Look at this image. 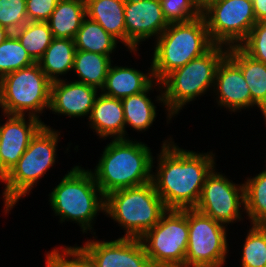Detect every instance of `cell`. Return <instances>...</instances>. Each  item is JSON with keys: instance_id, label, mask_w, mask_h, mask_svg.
<instances>
[{"instance_id": "obj_1", "label": "cell", "mask_w": 266, "mask_h": 267, "mask_svg": "<svg viewBox=\"0 0 266 267\" xmlns=\"http://www.w3.org/2000/svg\"><path fill=\"white\" fill-rule=\"evenodd\" d=\"M152 172L155 191L167 209H192L199 202L207 175L216 166L215 153L180 148L172 137L162 141Z\"/></svg>"}, {"instance_id": "obj_2", "label": "cell", "mask_w": 266, "mask_h": 267, "mask_svg": "<svg viewBox=\"0 0 266 267\" xmlns=\"http://www.w3.org/2000/svg\"><path fill=\"white\" fill-rule=\"evenodd\" d=\"M133 140L111 139L91 171L104 196L152 181L155 156L146 143Z\"/></svg>"}, {"instance_id": "obj_3", "label": "cell", "mask_w": 266, "mask_h": 267, "mask_svg": "<svg viewBox=\"0 0 266 267\" xmlns=\"http://www.w3.org/2000/svg\"><path fill=\"white\" fill-rule=\"evenodd\" d=\"M49 204L60 223L74 222L83 233L94 230L93 223L105 209V196L96 184L91 169L76 165L49 193Z\"/></svg>"}, {"instance_id": "obj_4", "label": "cell", "mask_w": 266, "mask_h": 267, "mask_svg": "<svg viewBox=\"0 0 266 267\" xmlns=\"http://www.w3.org/2000/svg\"><path fill=\"white\" fill-rule=\"evenodd\" d=\"M227 52V47L214 44L202 56L172 71L161 81L167 124L186 104L207 94L209 89L213 91L217 67Z\"/></svg>"}, {"instance_id": "obj_5", "label": "cell", "mask_w": 266, "mask_h": 267, "mask_svg": "<svg viewBox=\"0 0 266 267\" xmlns=\"http://www.w3.org/2000/svg\"><path fill=\"white\" fill-rule=\"evenodd\" d=\"M58 131L44 124L18 162L4 176L2 195L5 213H9L20 198L29 195L39 180L56 164L57 144L60 140Z\"/></svg>"}, {"instance_id": "obj_6", "label": "cell", "mask_w": 266, "mask_h": 267, "mask_svg": "<svg viewBox=\"0 0 266 267\" xmlns=\"http://www.w3.org/2000/svg\"><path fill=\"white\" fill-rule=\"evenodd\" d=\"M155 42L150 63L157 82L192 59L202 56L214 45L203 16L185 23L169 24Z\"/></svg>"}, {"instance_id": "obj_7", "label": "cell", "mask_w": 266, "mask_h": 267, "mask_svg": "<svg viewBox=\"0 0 266 267\" xmlns=\"http://www.w3.org/2000/svg\"><path fill=\"white\" fill-rule=\"evenodd\" d=\"M152 181L115 190L105 196L104 215L124 229L125 238L140 239L167 211Z\"/></svg>"}, {"instance_id": "obj_8", "label": "cell", "mask_w": 266, "mask_h": 267, "mask_svg": "<svg viewBox=\"0 0 266 267\" xmlns=\"http://www.w3.org/2000/svg\"><path fill=\"white\" fill-rule=\"evenodd\" d=\"M52 82L37 62L0 79L2 113L32 116L49 110Z\"/></svg>"}, {"instance_id": "obj_9", "label": "cell", "mask_w": 266, "mask_h": 267, "mask_svg": "<svg viewBox=\"0 0 266 267\" xmlns=\"http://www.w3.org/2000/svg\"><path fill=\"white\" fill-rule=\"evenodd\" d=\"M188 234V209H168L140 240L153 267H183Z\"/></svg>"}, {"instance_id": "obj_10", "label": "cell", "mask_w": 266, "mask_h": 267, "mask_svg": "<svg viewBox=\"0 0 266 267\" xmlns=\"http://www.w3.org/2000/svg\"><path fill=\"white\" fill-rule=\"evenodd\" d=\"M228 226L188 209V247L183 267H223L229 253Z\"/></svg>"}, {"instance_id": "obj_11", "label": "cell", "mask_w": 266, "mask_h": 267, "mask_svg": "<svg viewBox=\"0 0 266 267\" xmlns=\"http://www.w3.org/2000/svg\"><path fill=\"white\" fill-rule=\"evenodd\" d=\"M202 16L213 44L227 48L239 46L257 23L252 0H213Z\"/></svg>"}, {"instance_id": "obj_12", "label": "cell", "mask_w": 266, "mask_h": 267, "mask_svg": "<svg viewBox=\"0 0 266 267\" xmlns=\"http://www.w3.org/2000/svg\"><path fill=\"white\" fill-rule=\"evenodd\" d=\"M195 209L226 226L243 221L241 214H245L244 183H234L224 173L217 172L215 166L205 179Z\"/></svg>"}, {"instance_id": "obj_13", "label": "cell", "mask_w": 266, "mask_h": 267, "mask_svg": "<svg viewBox=\"0 0 266 267\" xmlns=\"http://www.w3.org/2000/svg\"><path fill=\"white\" fill-rule=\"evenodd\" d=\"M126 48L137 53L149 38L157 39L168 27L160 0H125Z\"/></svg>"}, {"instance_id": "obj_14", "label": "cell", "mask_w": 266, "mask_h": 267, "mask_svg": "<svg viewBox=\"0 0 266 267\" xmlns=\"http://www.w3.org/2000/svg\"><path fill=\"white\" fill-rule=\"evenodd\" d=\"M7 120L0 124V181L18 162L31 139L44 126L41 119L32 116L2 114ZM28 120H26V118Z\"/></svg>"}, {"instance_id": "obj_15", "label": "cell", "mask_w": 266, "mask_h": 267, "mask_svg": "<svg viewBox=\"0 0 266 267\" xmlns=\"http://www.w3.org/2000/svg\"><path fill=\"white\" fill-rule=\"evenodd\" d=\"M92 238L81 247L97 267H153L140 239L119 237L101 241L94 236Z\"/></svg>"}, {"instance_id": "obj_16", "label": "cell", "mask_w": 266, "mask_h": 267, "mask_svg": "<svg viewBox=\"0 0 266 267\" xmlns=\"http://www.w3.org/2000/svg\"><path fill=\"white\" fill-rule=\"evenodd\" d=\"M220 108L230 112L257 107L241 69L226 55L217 67L213 94Z\"/></svg>"}, {"instance_id": "obj_17", "label": "cell", "mask_w": 266, "mask_h": 267, "mask_svg": "<svg viewBox=\"0 0 266 267\" xmlns=\"http://www.w3.org/2000/svg\"><path fill=\"white\" fill-rule=\"evenodd\" d=\"M63 78L51 84L49 110L58 116L89 118L100 90L85 83L69 82L67 78Z\"/></svg>"}, {"instance_id": "obj_18", "label": "cell", "mask_w": 266, "mask_h": 267, "mask_svg": "<svg viewBox=\"0 0 266 267\" xmlns=\"http://www.w3.org/2000/svg\"><path fill=\"white\" fill-rule=\"evenodd\" d=\"M88 124L99 139H125L124 110L121 99L99 93Z\"/></svg>"}, {"instance_id": "obj_19", "label": "cell", "mask_w": 266, "mask_h": 267, "mask_svg": "<svg viewBox=\"0 0 266 267\" xmlns=\"http://www.w3.org/2000/svg\"><path fill=\"white\" fill-rule=\"evenodd\" d=\"M112 64L113 62L108 69L104 87L100 90L107 96L123 99L136 95L145 91L155 81L152 65L147 73H143L133 67Z\"/></svg>"}, {"instance_id": "obj_20", "label": "cell", "mask_w": 266, "mask_h": 267, "mask_svg": "<svg viewBox=\"0 0 266 267\" xmlns=\"http://www.w3.org/2000/svg\"><path fill=\"white\" fill-rule=\"evenodd\" d=\"M158 88H157V87ZM158 89L160 92L157 95L155 103H161L164 107L163 103V89L161 82H157L156 80L143 92L131 95L121 99L124 110V120H125V139H129L127 136V127L133 128L132 130H136L137 132L147 131L155 121L157 117V110L154 101L152 102L150 96V91L154 88ZM149 94V95H148ZM128 125V126H127Z\"/></svg>"}, {"instance_id": "obj_21", "label": "cell", "mask_w": 266, "mask_h": 267, "mask_svg": "<svg viewBox=\"0 0 266 267\" xmlns=\"http://www.w3.org/2000/svg\"><path fill=\"white\" fill-rule=\"evenodd\" d=\"M86 16L126 47L125 0H85Z\"/></svg>"}, {"instance_id": "obj_22", "label": "cell", "mask_w": 266, "mask_h": 267, "mask_svg": "<svg viewBox=\"0 0 266 267\" xmlns=\"http://www.w3.org/2000/svg\"><path fill=\"white\" fill-rule=\"evenodd\" d=\"M76 47L74 39L53 38L51 44L38 60V65L51 81L60 80L73 70Z\"/></svg>"}, {"instance_id": "obj_23", "label": "cell", "mask_w": 266, "mask_h": 267, "mask_svg": "<svg viewBox=\"0 0 266 267\" xmlns=\"http://www.w3.org/2000/svg\"><path fill=\"white\" fill-rule=\"evenodd\" d=\"M85 17V0H59L46 22L53 38L74 39Z\"/></svg>"}, {"instance_id": "obj_24", "label": "cell", "mask_w": 266, "mask_h": 267, "mask_svg": "<svg viewBox=\"0 0 266 267\" xmlns=\"http://www.w3.org/2000/svg\"><path fill=\"white\" fill-rule=\"evenodd\" d=\"M227 56L241 69L252 101L259 108L266 100V64L252 58L239 46L229 47Z\"/></svg>"}, {"instance_id": "obj_25", "label": "cell", "mask_w": 266, "mask_h": 267, "mask_svg": "<svg viewBox=\"0 0 266 267\" xmlns=\"http://www.w3.org/2000/svg\"><path fill=\"white\" fill-rule=\"evenodd\" d=\"M112 56L94 52L76 50L73 72L78 79L74 80L99 90L104 87L108 69L113 62Z\"/></svg>"}, {"instance_id": "obj_26", "label": "cell", "mask_w": 266, "mask_h": 267, "mask_svg": "<svg viewBox=\"0 0 266 267\" xmlns=\"http://www.w3.org/2000/svg\"><path fill=\"white\" fill-rule=\"evenodd\" d=\"M76 50L110 56L116 51L118 40L96 21L84 18L74 38Z\"/></svg>"}, {"instance_id": "obj_27", "label": "cell", "mask_w": 266, "mask_h": 267, "mask_svg": "<svg viewBox=\"0 0 266 267\" xmlns=\"http://www.w3.org/2000/svg\"><path fill=\"white\" fill-rule=\"evenodd\" d=\"M245 213L251 225L266 226V169L244 181Z\"/></svg>"}, {"instance_id": "obj_28", "label": "cell", "mask_w": 266, "mask_h": 267, "mask_svg": "<svg viewBox=\"0 0 266 267\" xmlns=\"http://www.w3.org/2000/svg\"><path fill=\"white\" fill-rule=\"evenodd\" d=\"M13 34L35 62L43 56L53 40L48 23L42 21H28Z\"/></svg>"}, {"instance_id": "obj_29", "label": "cell", "mask_w": 266, "mask_h": 267, "mask_svg": "<svg viewBox=\"0 0 266 267\" xmlns=\"http://www.w3.org/2000/svg\"><path fill=\"white\" fill-rule=\"evenodd\" d=\"M243 241L241 267H266V226L251 225Z\"/></svg>"}, {"instance_id": "obj_30", "label": "cell", "mask_w": 266, "mask_h": 267, "mask_svg": "<svg viewBox=\"0 0 266 267\" xmlns=\"http://www.w3.org/2000/svg\"><path fill=\"white\" fill-rule=\"evenodd\" d=\"M34 63L35 61L13 33L0 44V79L9 73Z\"/></svg>"}, {"instance_id": "obj_31", "label": "cell", "mask_w": 266, "mask_h": 267, "mask_svg": "<svg viewBox=\"0 0 266 267\" xmlns=\"http://www.w3.org/2000/svg\"><path fill=\"white\" fill-rule=\"evenodd\" d=\"M63 246L46 253L45 267H97L92 257L81 247ZM66 247V248H65Z\"/></svg>"}, {"instance_id": "obj_32", "label": "cell", "mask_w": 266, "mask_h": 267, "mask_svg": "<svg viewBox=\"0 0 266 267\" xmlns=\"http://www.w3.org/2000/svg\"><path fill=\"white\" fill-rule=\"evenodd\" d=\"M160 4L169 24L185 23L202 16V10L193 0H160Z\"/></svg>"}, {"instance_id": "obj_33", "label": "cell", "mask_w": 266, "mask_h": 267, "mask_svg": "<svg viewBox=\"0 0 266 267\" xmlns=\"http://www.w3.org/2000/svg\"><path fill=\"white\" fill-rule=\"evenodd\" d=\"M27 22L26 0H0V26L13 33Z\"/></svg>"}, {"instance_id": "obj_34", "label": "cell", "mask_w": 266, "mask_h": 267, "mask_svg": "<svg viewBox=\"0 0 266 267\" xmlns=\"http://www.w3.org/2000/svg\"><path fill=\"white\" fill-rule=\"evenodd\" d=\"M239 47L252 58L266 64V20L257 22Z\"/></svg>"}, {"instance_id": "obj_35", "label": "cell", "mask_w": 266, "mask_h": 267, "mask_svg": "<svg viewBox=\"0 0 266 267\" xmlns=\"http://www.w3.org/2000/svg\"><path fill=\"white\" fill-rule=\"evenodd\" d=\"M59 0H26L28 21L46 22Z\"/></svg>"}, {"instance_id": "obj_36", "label": "cell", "mask_w": 266, "mask_h": 267, "mask_svg": "<svg viewBox=\"0 0 266 267\" xmlns=\"http://www.w3.org/2000/svg\"><path fill=\"white\" fill-rule=\"evenodd\" d=\"M257 22L266 20V0H252Z\"/></svg>"}, {"instance_id": "obj_37", "label": "cell", "mask_w": 266, "mask_h": 267, "mask_svg": "<svg viewBox=\"0 0 266 267\" xmlns=\"http://www.w3.org/2000/svg\"><path fill=\"white\" fill-rule=\"evenodd\" d=\"M10 34L11 32L7 28L0 26V44L4 42Z\"/></svg>"}, {"instance_id": "obj_38", "label": "cell", "mask_w": 266, "mask_h": 267, "mask_svg": "<svg viewBox=\"0 0 266 267\" xmlns=\"http://www.w3.org/2000/svg\"><path fill=\"white\" fill-rule=\"evenodd\" d=\"M196 5L203 10L210 2H212L213 0H193Z\"/></svg>"}, {"instance_id": "obj_39", "label": "cell", "mask_w": 266, "mask_h": 267, "mask_svg": "<svg viewBox=\"0 0 266 267\" xmlns=\"http://www.w3.org/2000/svg\"><path fill=\"white\" fill-rule=\"evenodd\" d=\"M260 112L263 114L262 117L264 118L265 121V126H266V100L265 102L259 107Z\"/></svg>"}, {"instance_id": "obj_40", "label": "cell", "mask_w": 266, "mask_h": 267, "mask_svg": "<svg viewBox=\"0 0 266 267\" xmlns=\"http://www.w3.org/2000/svg\"><path fill=\"white\" fill-rule=\"evenodd\" d=\"M0 108L2 110V104H1V85H0Z\"/></svg>"}]
</instances>
